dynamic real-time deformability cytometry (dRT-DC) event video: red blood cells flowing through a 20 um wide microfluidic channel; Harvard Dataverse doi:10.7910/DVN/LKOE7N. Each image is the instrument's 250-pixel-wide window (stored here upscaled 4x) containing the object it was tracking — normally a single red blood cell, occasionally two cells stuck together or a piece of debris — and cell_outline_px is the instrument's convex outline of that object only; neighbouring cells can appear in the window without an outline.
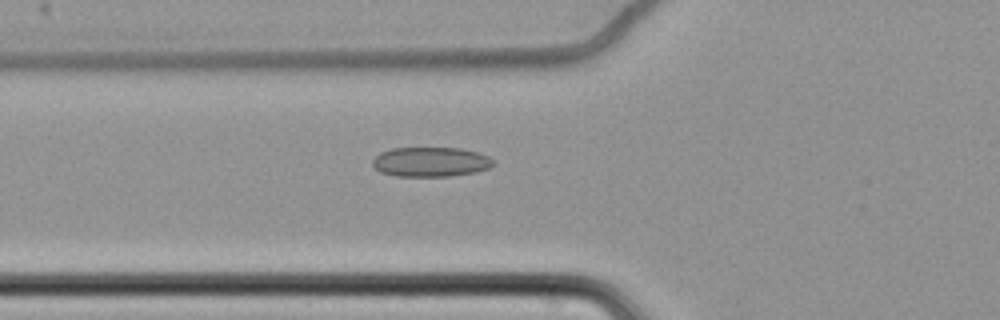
{"species": "common noctule bat (a hibernating species)", "species_latin": "Nyctalus noctula", "temperature_condition": "cold", "stored_images_in_passage": 40, "camera_frame_rate_fps": 3000, "um_per_image_px": 0.085, "animal": {"sex": "female", "body_mass_g": 22.7, "forearm_length_mm": 54.2}, "frame": {"image": 1, "passage_image": 3, "time_ms": 0.667, "image_size_px": [1000, 320], "cell_outline_px": [[496, 164], [488, 168], [476, 172], [448, 176], [396, 176], [380, 172], [372, 164], [372, 160], [380, 152], [392, 148], [460, 148], [476, 152], [488, 156]], "centroid_in_image_um": [36.59, 13.76], "position_along_channel_um": 89.2, "area_um2": 20.81}}
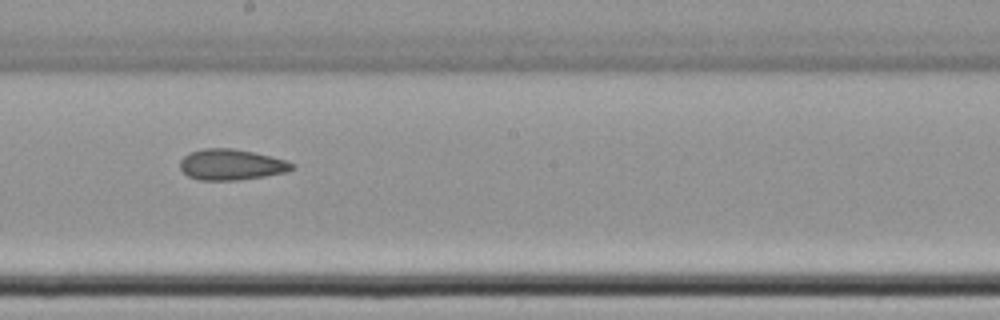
{"frame": {"image": 2, "passage_image": 15, "time_ms": 4.667, "image_size_px": [1000, 320], "cell_outline_px": [[296, 168], [288, 172], [240, 180], [200, 180], [188, 176], [180, 168], [180, 160], [184, 156], [192, 152], [204, 148], [232, 148], [252, 152], [288, 160], [296, 164]], "centroid_in_image_um": [19.71, 14.0], "position_along_channel_um": 228.5, "area_um2": 20.23}}
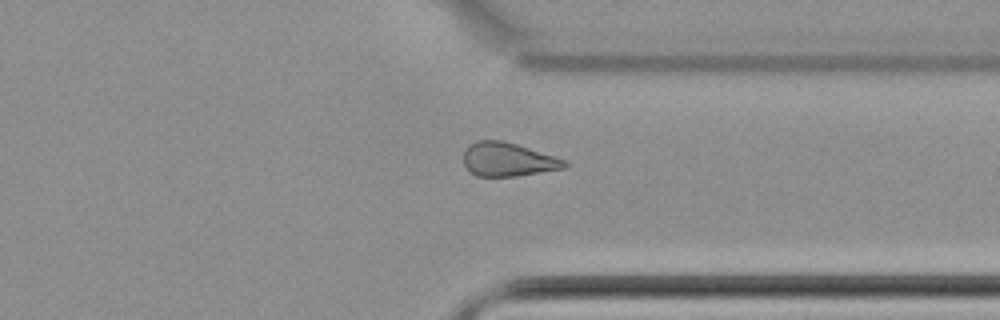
{"frame": {"image": 3, "passage_image": 27, "time_ms": 8.667, "image_size_px": [1000, 320], "cell_outline_px": [[572, 164], [564, 168], [516, 176], [476, 176], [464, 164], [464, 152], [468, 144], [476, 140], [500, 140], [516, 144], [568, 160]], "centroid_in_image_um": [43.21, 13.55], "position_along_channel_um": 368.2, "area_um2": 19.88}, "authors_computed_cell_mechanics": {"area_um2": 20.4034, "velocity_mm_per_s": 3.4774, "shape_relaxation_time_tau1_ms": null, "shape_relaxation_time_tau2_ms": 4.345, "deformation_change_tau1": null, "deformation_change_tau2": 0.1077}}